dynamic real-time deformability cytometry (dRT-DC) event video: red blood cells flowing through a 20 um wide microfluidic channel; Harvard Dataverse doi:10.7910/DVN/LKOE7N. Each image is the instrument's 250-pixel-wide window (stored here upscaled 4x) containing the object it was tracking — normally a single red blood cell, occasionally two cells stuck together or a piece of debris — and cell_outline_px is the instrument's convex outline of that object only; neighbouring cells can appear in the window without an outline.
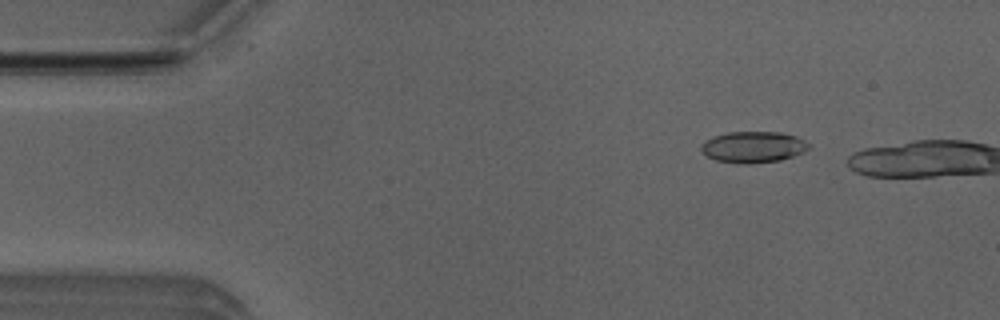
{"species": "Egyptian fruit bat (a non-hibernating species)", "species_latin": "Rousettus aegyptiacus", "temperature_condition": "room temperature", "stored_images_in_passage": 3, "camera_frame_rate_fps": 3000, "um_per_image_px": 0.085, "animal": {"sex": "male"}, "frame": {"image": 1, "passage_image": 2, "time_ms": 0.333, "image_size_px": [1000, 320], "cell_outline_px": [[808, 148], [804, 152], [780, 160], [752, 164], [736, 164], [716, 160], [708, 156], [700, 148], [700, 144], [704, 140], [728, 132], [780, 132], [796, 136], [804, 140], [808, 144]], "centroid_in_image_um": [64.0, 12.5], "position_along_channel_um": 21.0, "area_um2": 19.59}}